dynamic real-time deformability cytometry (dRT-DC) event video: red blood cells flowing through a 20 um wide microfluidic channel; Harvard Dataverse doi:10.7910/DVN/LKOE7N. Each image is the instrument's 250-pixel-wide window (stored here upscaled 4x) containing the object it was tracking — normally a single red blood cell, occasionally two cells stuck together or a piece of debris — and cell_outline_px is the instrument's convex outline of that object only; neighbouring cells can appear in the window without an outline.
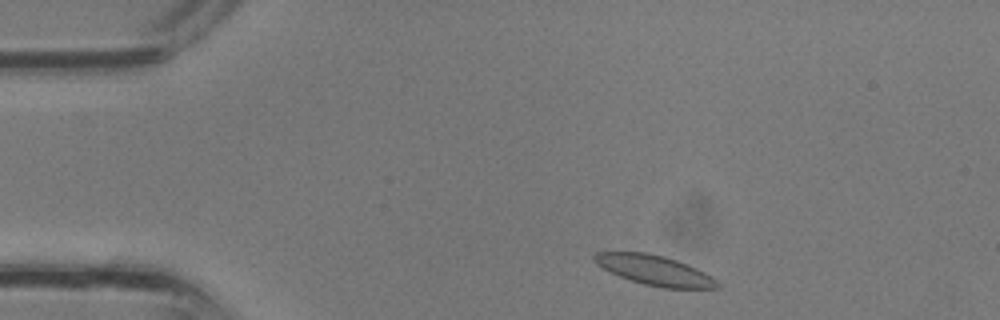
{"species": "common noctule bat (a hibernating species)", "species_latin": "Nyctalus noctula", "temperature_condition": "room temperature", "stored_images_in_passage": 31, "camera_frame_rate_fps": 3000, "um_per_image_px": 0.085, "animal": {"sex": "male", "body_mass_g": 13.3}, "frame": {"image": 1, "passage_image": 2, "time_ms": 0.333, "image_size_px": [1000, 320], "cell_outline_px": [[720, 288], [664, 288], [644, 284], [620, 276], [596, 264], [592, 260], [592, 256], [596, 252], [644, 252], [664, 256], [688, 264], [712, 276], [720, 284]], "centroid_in_image_um": [55.65, 22.96], "position_along_channel_um": 29.4, "area_um2": 21.27}}
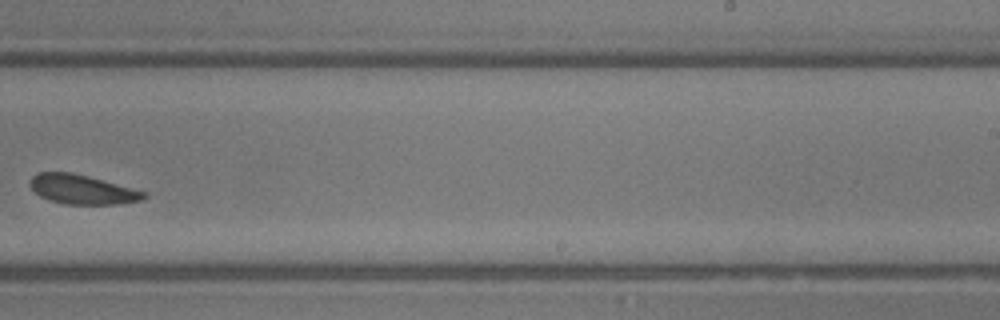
{"frame": {"image": 2, "passage_image": 18, "time_ms": 5.667, "image_size_px": [1000, 320], "cell_outline_px": [[148, 196], [144, 200], [124, 204], [64, 204], [48, 200], [40, 196], [28, 184], [32, 176], [36, 172], [72, 172], [88, 176], [148, 192]], "centroid_in_image_um": [7.02, 16.11], "position_along_channel_um": 282.0, "area_um2": 19.77}}
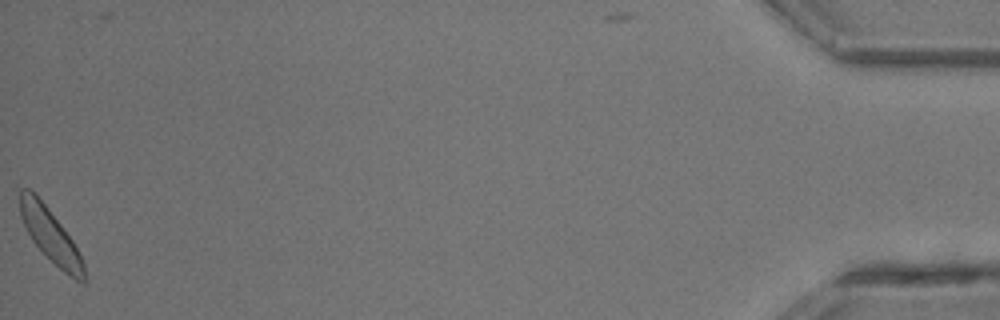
{"frame": {"image": 3, "passage_image": 31, "time_ms": 10.0, "image_size_px": [1000, 320], "cell_outline_px": [[88, 280], [84, 284], [76, 280], [64, 272], [32, 240], [20, 216], [20, 188], [28, 188], [36, 192], [72, 240], [84, 264]], "centroid_in_image_um": [4.3, 20.0], "position_along_channel_um": 430.9, "area_um2": 19.59}}